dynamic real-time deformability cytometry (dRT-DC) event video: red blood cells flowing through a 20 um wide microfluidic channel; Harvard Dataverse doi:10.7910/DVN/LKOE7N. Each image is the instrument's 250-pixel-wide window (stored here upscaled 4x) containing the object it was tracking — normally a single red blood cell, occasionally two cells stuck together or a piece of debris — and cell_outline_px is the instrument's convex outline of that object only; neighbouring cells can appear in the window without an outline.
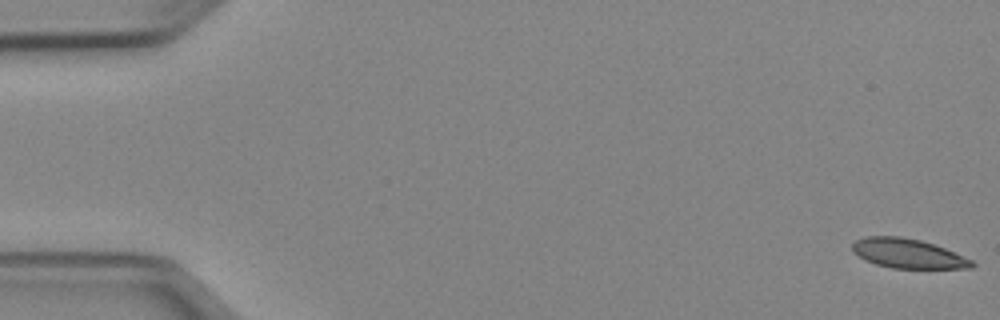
{"species": "Egyptian fruit bat (a non-hibernating species)", "species_latin": "Rousettus aegyptiacus", "temperature_condition": "cold", "stored_images_in_passage": 51, "camera_frame_rate_fps": 3000, "um_per_image_px": 0.085, "animal": {"sex": "female"}, "frame": {"image": 1, "passage_image": 1, "time_ms": 0.0, "image_size_px": [1000, 320], "cell_outline_px": [[976, 264], [972, 268], [892, 268], [876, 264], [864, 260], [852, 252], [852, 244], [856, 240], [864, 236], [900, 236], [920, 240], [944, 248], [972, 260]], "centroid_in_image_um": [77.13, 21.54], "position_along_channel_um": 7.9, "area_um2": 20.46}}
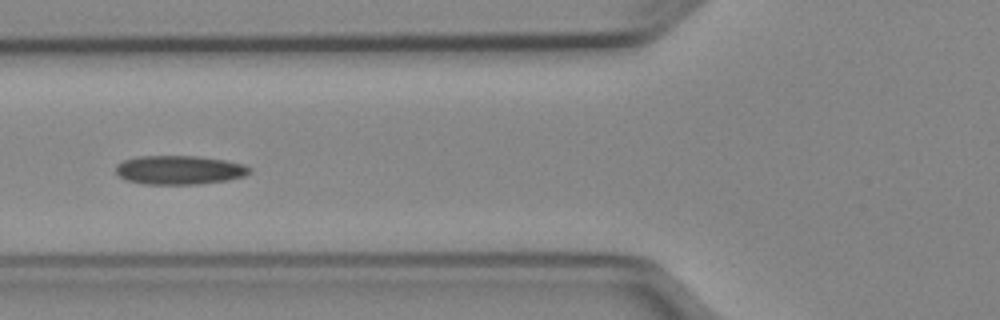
{"frame": {"image": 2, "passage_image": 20, "time_ms": 6.333, "image_size_px": [1000, 320], "cell_outline_px": [[252, 172], [244, 176], [228, 180], [200, 184], [144, 184], [128, 180], [120, 176], [116, 172], [116, 164], [124, 160], [136, 156], [196, 156], [224, 160], [244, 164], [252, 168]], "centroid_in_image_um": [15.27, 14.44], "position_along_channel_um": 110.5, "area_um2": 22.6}}
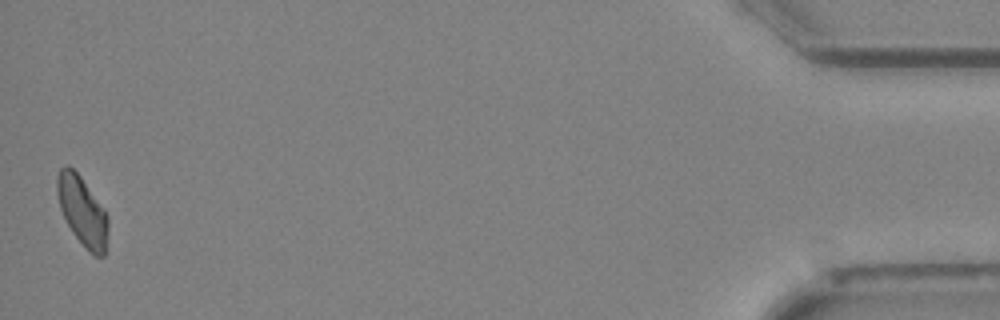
{"frame": {"image": 3, "passage_image": 51, "time_ms": 16.667, "image_size_px": [1000, 320], "cell_outline_px": [[108, 228], [104, 256], [96, 256], [88, 252], [72, 232], [60, 208], [56, 192], [56, 176], [60, 168], [64, 164], [68, 164], [80, 176], [104, 208], [108, 216]], "centroid_in_image_um": [6.98, 17.92], "position_along_channel_um": 428.2, "area_um2": 20.63}}